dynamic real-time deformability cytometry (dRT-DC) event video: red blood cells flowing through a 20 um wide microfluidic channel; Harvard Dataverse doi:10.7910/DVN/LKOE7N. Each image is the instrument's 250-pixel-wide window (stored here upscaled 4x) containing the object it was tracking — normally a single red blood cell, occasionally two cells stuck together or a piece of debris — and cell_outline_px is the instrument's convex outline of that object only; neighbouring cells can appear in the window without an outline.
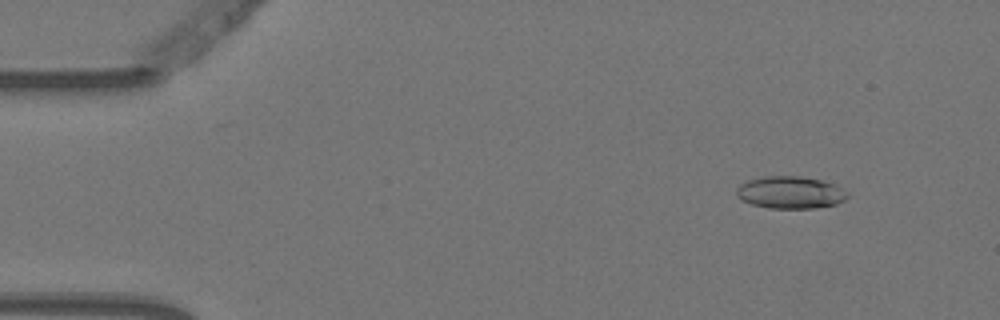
{"species": "Egyptian fruit bat (a non-hibernating species)", "species_latin": "Rousettus aegyptiacus", "temperature_condition": "warm", "stored_images_in_passage": 5, "camera_frame_rate_fps": 3000, "um_per_image_px": 0.085, "animal": {"sex": "female"}, "frame": {"image": 1, "passage_image": 2, "time_ms": 0.333, "image_size_px": [1000, 320], "cell_outline_px": [[848, 196], [844, 200], [836, 204], [816, 208], [768, 208], [752, 204], [740, 200], [736, 196], [736, 188], [740, 184], [748, 180], [764, 176], [800, 176], [820, 180], [836, 184], [848, 192]], "centroid_in_image_um": [67.16, 16.36], "position_along_channel_um": 17.8, "area_um2": 21.04}}
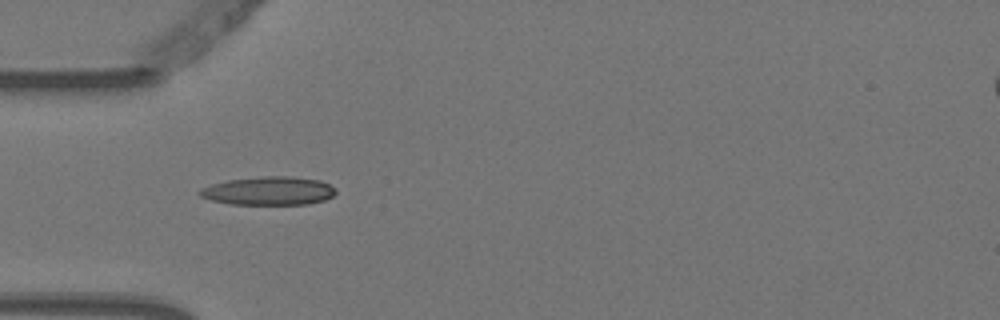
{"frame": {"image": 2, "passage_image": 5, "time_ms": 1.333, "image_size_px": [1000, 320], "cell_outline_px": [[336, 192], [332, 196], [324, 200], [308, 204], [232, 204], [212, 200], [200, 196], [196, 192], [200, 188], [212, 184], [228, 180], [264, 176], [288, 176], [320, 180], [336, 188]], "centroid_in_image_um": [22.83, 16.22], "position_along_channel_um": 62.2, "area_um2": 22.48}}